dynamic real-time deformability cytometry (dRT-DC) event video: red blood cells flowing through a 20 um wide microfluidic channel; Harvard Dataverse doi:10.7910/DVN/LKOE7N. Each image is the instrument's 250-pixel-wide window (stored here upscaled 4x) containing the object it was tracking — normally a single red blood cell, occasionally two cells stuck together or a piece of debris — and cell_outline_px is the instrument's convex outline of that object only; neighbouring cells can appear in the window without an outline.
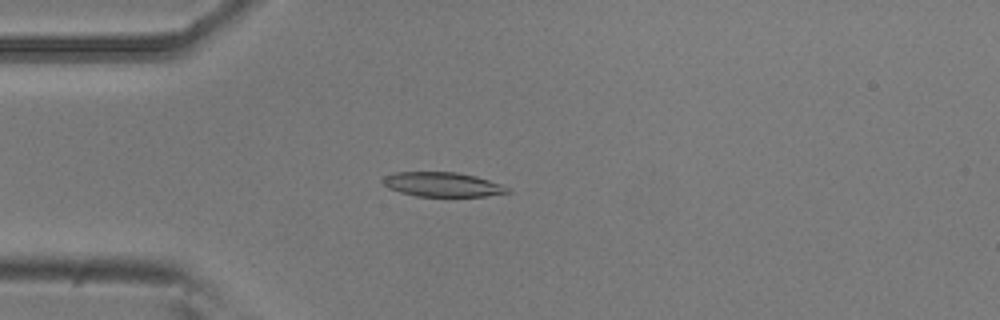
{"species": "common noctule bat (a hibernating species)", "species_latin": "Nyctalus noctula", "temperature_condition": "room temperature", "stored_images_in_passage": 44, "camera_frame_rate_fps": 3000, "um_per_image_px": 0.085, "animal": {"sex": "male", "body_mass_g": 20.5, "forearm_length_mm": 52.5}, "frame": {"image": 1, "passage_image": 5, "time_ms": 1.333, "image_size_px": [1000, 320], "cell_outline_px": [[512, 192], [484, 196], [416, 196], [400, 192], [388, 188], [380, 180], [384, 176], [396, 172], [456, 172], [476, 176], [500, 184], [508, 188]], "centroid_in_image_um": [37.57, 15.67], "position_along_channel_um": 47.4, "area_um2": 17.69}}
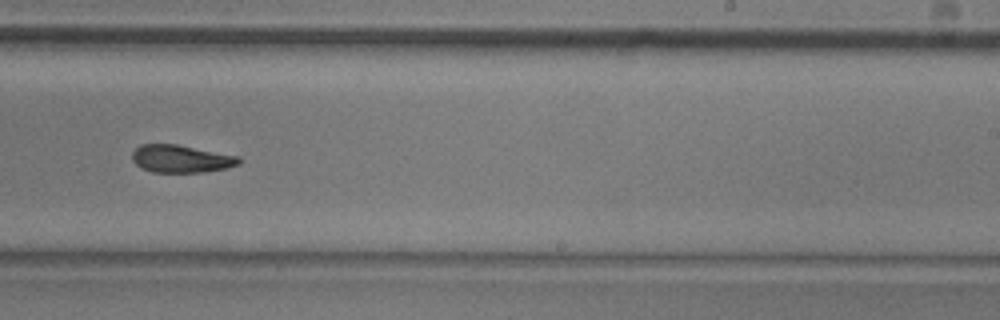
{"frame": {"image": 2, "passage_image": 24, "time_ms": 7.667, "image_size_px": [1000, 320], "cell_outline_px": [[244, 160], [240, 164], [228, 168], [204, 172], [152, 172], [140, 168], [132, 160], [132, 152], [140, 144], [176, 144], [240, 156]], "centroid_in_image_um": [15.43, 13.5], "position_along_channel_um": 273.6, "area_um2": 17.46}}
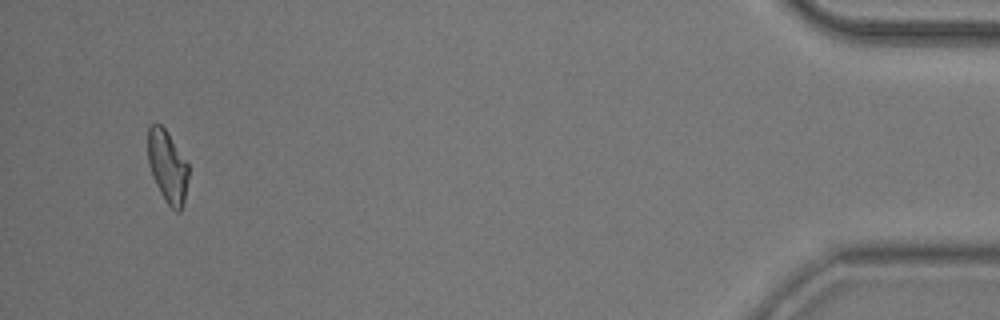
{"frame": {"image": 3, "passage_image": 42, "time_ms": 13.667, "image_size_px": [1000, 320], "cell_outline_px": [[188, 176], [184, 200], [180, 212], [176, 212], [168, 204], [160, 192], [152, 176], [148, 164], [148, 128], [152, 124], [160, 124], [164, 128], [188, 164]], "centroid_in_image_um": [14.22, 14.17], "position_along_channel_um": 421.0, "area_um2": 16.76}, "authors_computed_cell_mechanics": {"area_um2": 17.6868, "velocity_mm_per_s": 3.769, "shape_relaxation_time_tau1_ms": 5.2549, "shape_relaxation_time_tau2_ms": 3.8497, "deformation_change_tau1": 0.1636, "deformation_change_tau2": 0.1044}}